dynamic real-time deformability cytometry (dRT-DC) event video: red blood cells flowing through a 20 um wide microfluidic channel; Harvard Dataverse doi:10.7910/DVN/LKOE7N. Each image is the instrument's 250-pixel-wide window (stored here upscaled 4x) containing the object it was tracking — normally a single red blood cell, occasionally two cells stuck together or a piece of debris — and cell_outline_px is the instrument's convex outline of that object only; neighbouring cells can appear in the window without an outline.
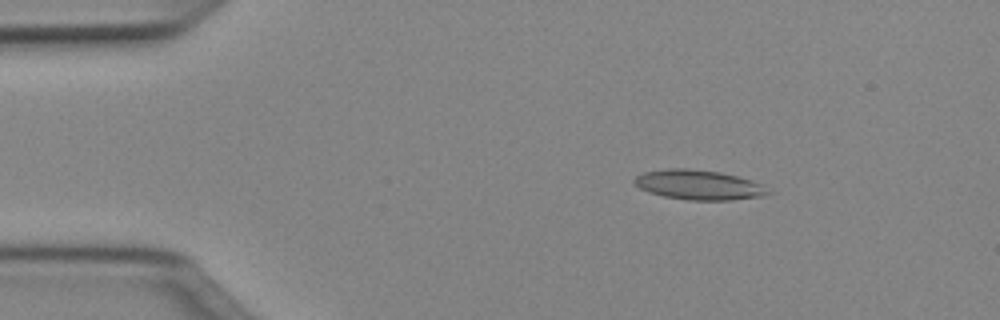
{"species": "Egyptian fruit bat (a non-hibernating species)", "species_latin": "Rousettus aegyptiacus", "temperature_condition": "cold", "stored_images_in_passage": 43, "camera_frame_rate_fps": 3000, "um_per_image_px": 0.085, "animal": {"sex": "female"}, "frame": {"image": 1, "passage_image": 1, "time_ms": 0.0, "image_size_px": [1000, 320], "cell_outline_px": [[772, 192], [764, 196], [732, 200], [688, 200], [664, 196], [648, 192], [640, 188], [632, 180], [636, 176], [644, 172], [668, 168], [688, 168], [720, 172], [752, 180], [760, 184]], "centroid_in_image_um": [59.39, 15.71], "position_along_channel_um": 25.6, "area_um2": 23.18}}
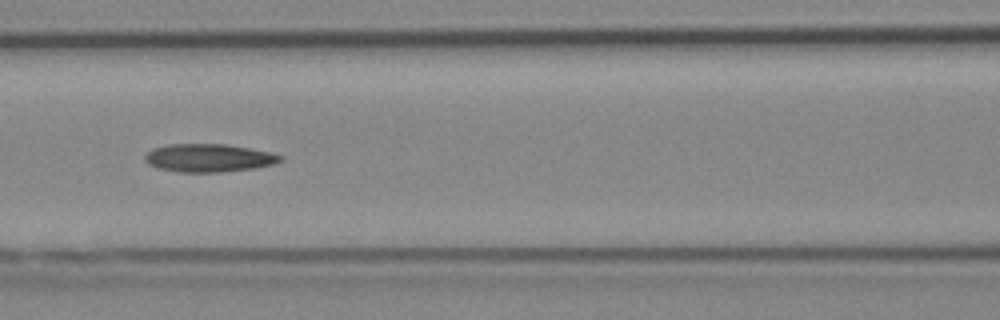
{"frame": {"image": 2, "passage_image": 15, "time_ms": 4.667, "image_size_px": [1000, 320], "cell_outline_px": [[284, 160], [272, 164], [256, 168], [220, 172], [180, 172], [156, 168], [148, 164], [144, 160], [144, 156], [152, 148], [168, 144], [224, 144], [248, 148], [268, 152], [284, 156]], "centroid_in_image_um": [17.71, 13.43], "position_along_channel_um": 148.9, "area_um2": 22.2}}
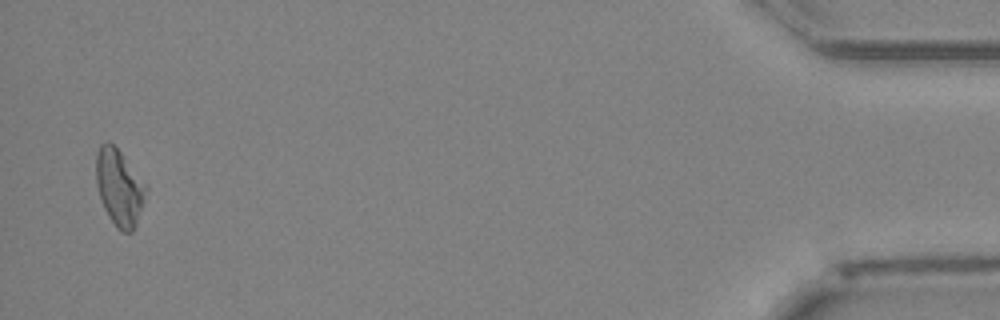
{"frame": {"image": 3, "passage_image": 42, "time_ms": 13.667, "image_size_px": [1000, 320], "cell_outline_px": [[144, 192], [136, 224], [132, 232], [120, 232], [116, 228], [104, 208], [96, 184], [96, 152], [100, 144], [108, 140], [120, 152], [144, 184]], "centroid_in_image_um": [10.06, 15.93], "position_along_channel_um": 425.1, "area_um2": 21.33}}